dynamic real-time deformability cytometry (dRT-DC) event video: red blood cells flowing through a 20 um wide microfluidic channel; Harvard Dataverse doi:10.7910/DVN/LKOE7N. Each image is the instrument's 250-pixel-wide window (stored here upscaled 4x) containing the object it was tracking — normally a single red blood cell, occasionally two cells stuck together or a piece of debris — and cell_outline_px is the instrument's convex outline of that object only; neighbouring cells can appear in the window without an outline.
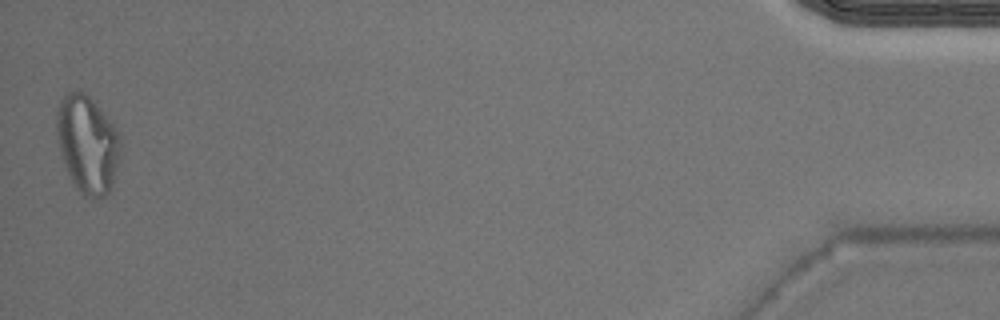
{"species": "Egyptian fruit bat (a non-hibernating species)", "species_latin": "Rousettus aegyptiacus", "temperature_condition": "warm", "stored_images_in_passage": 34, "camera_frame_rate_fps": 3000, "um_per_image_px": 0.085, "animal": {"sex": "male"}, "frame": {"image": 1, "passage_image": 34, "time_ms": 11.0, "image_size_px": [1000, 320], "cell_outline_px": [[120, 144], [112, 184], [108, 192], [104, 196], [96, 200], [84, 196], [76, 188], [64, 164], [60, 152], [56, 132], [56, 112], [60, 100], [68, 92], [84, 92], [92, 100], [112, 124], [120, 136]], "centroid_in_image_um": [7.39, 12.27], "position_along_channel_um": 427.8, "area_um2": 35.66}}